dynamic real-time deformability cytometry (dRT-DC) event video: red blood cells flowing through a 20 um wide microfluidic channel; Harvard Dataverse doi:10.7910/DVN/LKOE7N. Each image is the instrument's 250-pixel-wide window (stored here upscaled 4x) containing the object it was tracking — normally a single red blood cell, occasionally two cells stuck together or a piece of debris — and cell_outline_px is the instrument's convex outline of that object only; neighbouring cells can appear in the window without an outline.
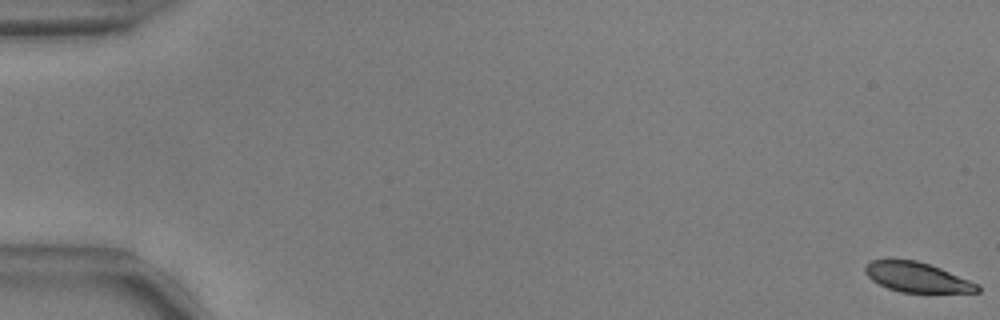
{"species": "common noctule bat (a hibernating species)", "species_latin": "Nyctalus noctula", "temperature_condition": "warm", "stored_images_in_passage": 13, "camera_frame_rate_fps": 3000, "um_per_image_px": 0.085, "animal": {"sex": "male", "body_mass_g": 17.9, "forearm_length_mm": 54.2}, "frame": {"image": 1, "passage_image": 1, "time_ms": 0.0, "image_size_px": [1000, 320], "cell_outline_px": [[980, 292], [900, 292], [888, 288], [872, 280], [864, 272], [864, 264], [872, 260], [916, 260], [940, 268], [980, 284]], "centroid_in_image_um": [77.95, 23.57], "position_along_channel_um": 7.1, "area_um2": 19.36}}